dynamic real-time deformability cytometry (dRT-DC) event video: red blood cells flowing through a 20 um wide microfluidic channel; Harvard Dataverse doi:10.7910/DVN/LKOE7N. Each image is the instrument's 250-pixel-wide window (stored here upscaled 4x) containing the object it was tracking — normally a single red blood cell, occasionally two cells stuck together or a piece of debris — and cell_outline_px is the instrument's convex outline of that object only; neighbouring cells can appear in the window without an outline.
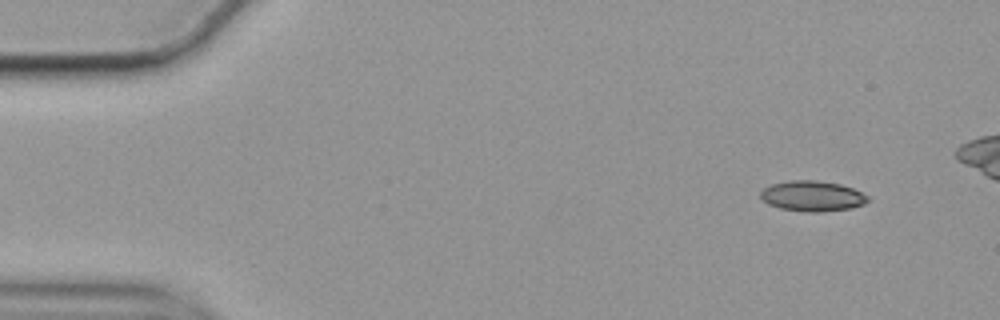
{"species": "common noctule bat (a hibernating species)", "species_latin": "Nyctalus noctula", "temperature_condition": "cold", "stored_images_in_passage": 12, "camera_frame_rate_fps": 3000, "um_per_image_px": 0.085, "animal": {"sex": "female", "body_mass_g": 19.9}, "frame": {"image": 1, "passage_image": 1, "time_ms": 0.0, "image_size_px": [1000, 320], "cell_outline_px": [[868, 200], [864, 204], [852, 208], [820, 212], [808, 212], [780, 208], [768, 204], [760, 196], [760, 192], [764, 188], [772, 184], [792, 180], [816, 180], [840, 184], [852, 188], [868, 196]], "centroid_in_image_um": [69.05, 16.67], "position_along_channel_um": 16.0, "area_um2": 18.9}}